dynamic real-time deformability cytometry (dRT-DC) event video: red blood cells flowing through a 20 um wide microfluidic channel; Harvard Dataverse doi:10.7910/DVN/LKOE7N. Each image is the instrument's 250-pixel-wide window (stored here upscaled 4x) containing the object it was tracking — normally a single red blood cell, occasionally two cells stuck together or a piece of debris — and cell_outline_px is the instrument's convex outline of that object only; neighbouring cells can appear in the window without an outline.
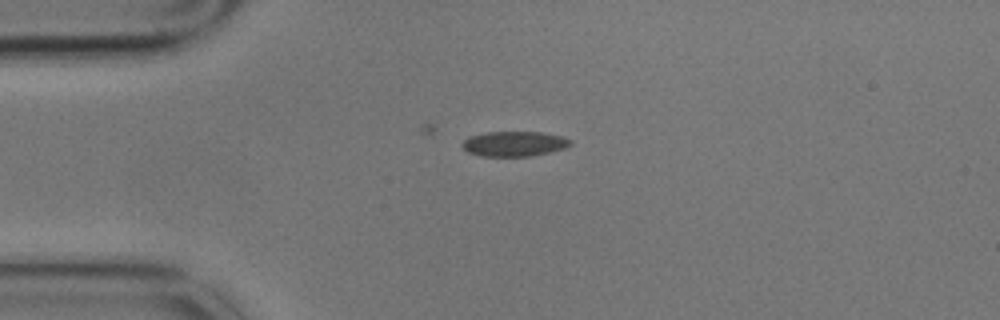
{"species": "common noctule bat (a hibernating species)", "species_latin": "Nyctalus noctula", "temperature_condition": "cold", "stored_images_in_passage": 1, "camera_frame_rate_fps": 3000, "um_per_image_px": 0.085, "animal": {"sex": "male", "body_mass_g": 17.9}, "frame": {"image": 1, "passage_image": 1, "time_ms": 0.0, "image_size_px": [1000, 320], "cell_outline_px": [[572, 144], [564, 148], [548, 152], [528, 156], [480, 156], [468, 152], [460, 144], [468, 136], [488, 132], [540, 132], [564, 136], [572, 140]], "centroid_in_image_um": [43.7, 12.21], "position_along_channel_um": 41.3, "area_um2": 15.78}}